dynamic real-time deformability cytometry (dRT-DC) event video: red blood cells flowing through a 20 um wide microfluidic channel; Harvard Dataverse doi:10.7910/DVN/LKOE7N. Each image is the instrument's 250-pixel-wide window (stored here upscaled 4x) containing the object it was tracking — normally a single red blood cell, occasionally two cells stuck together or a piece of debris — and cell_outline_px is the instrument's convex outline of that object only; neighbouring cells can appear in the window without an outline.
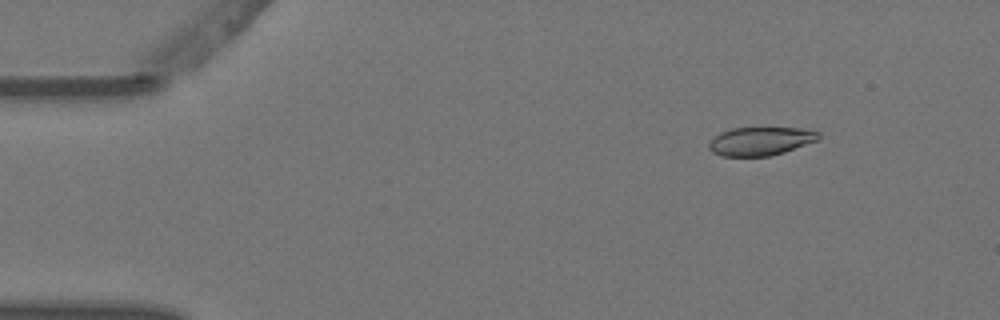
{"species": "Egyptian fruit bat (a non-hibernating species)", "species_latin": "Rousettus aegyptiacus", "temperature_condition": "warm", "stored_images_in_passage": 8, "camera_frame_rate_fps": 3000, "um_per_image_px": 0.085, "animal": {"sex": "female"}, "frame": {"image": 1, "passage_image": 2, "time_ms": 0.333, "image_size_px": [1000, 320], "cell_outline_px": [[820, 136], [816, 140], [784, 152], [768, 156], [720, 156], [712, 152], [708, 148], [708, 144], [720, 132], [732, 128], [800, 128], [820, 132]], "centroid_in_image_um": [64.61, 12.0], "position_along_channel_um": 20.4, "area_um2": 17.98}}
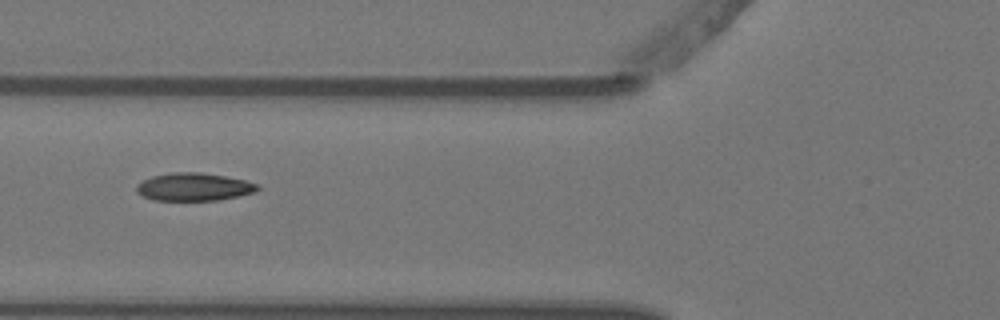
{"frame": {"image": 2, "passage_image": 6, "time_ms": 1.667, "image_size_px": [1000, 320], "cell_outline_px": [[260, 188], [256, 192], [240, 196], [216, 200], [152, 200], [136, 192], [136, 184], [152, 176], [172, 172], [200, 172], [224, 176], [244, 180], [260, 184]], "centroid_in_image_um": [16.5, 15.88], "position_along_channel_um": 109.3, "area_um2": 19.71}}
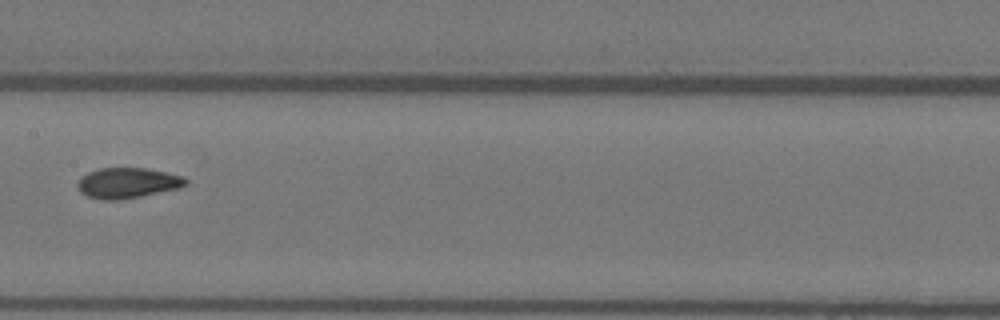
{"frame": {"image": 3, "passage_image": 8, "time_ms": 2.333, "image_size_px": [1000, 320], "cell_outline_px": [[188, 184], [180, 188], [120, 200], [104, 200], [88, 196], [80, 192], [76, 184], [80, 176], [88, 172], [100, 168], [144, 168], [184, 176], [188, 180]], "centroid_in_image_um": [10.83, 15.55], "position_along_channel_um": 196.6, "area_um2": 19.25}}